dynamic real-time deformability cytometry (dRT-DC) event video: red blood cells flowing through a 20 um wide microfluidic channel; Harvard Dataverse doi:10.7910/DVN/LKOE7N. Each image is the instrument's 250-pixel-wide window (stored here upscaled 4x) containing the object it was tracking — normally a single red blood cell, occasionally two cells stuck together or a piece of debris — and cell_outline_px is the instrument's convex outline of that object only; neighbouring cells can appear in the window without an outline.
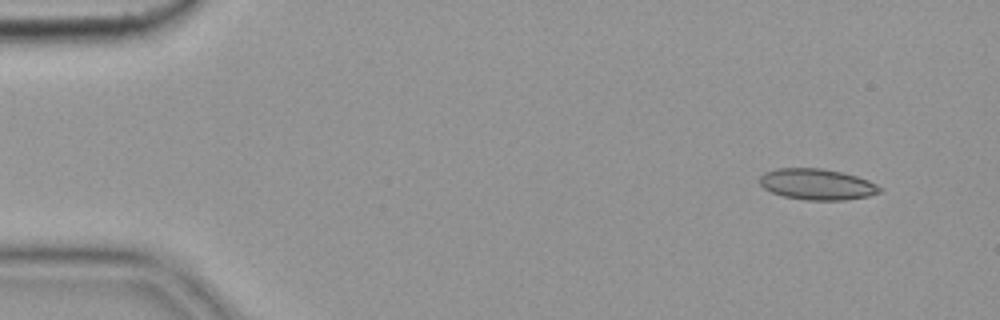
{"species": "common noctule bat (a hibernating species)", "species_latin": "Nyctalus noctula", "temperature_condition": "cold", "stored_images_in_passage": 5, "camera_frame_rate_fps": 3000, "um_per_image_px": 0.085, "animal": {"sex": "female", "body_mass_g": 19.9}, "frame": {"image": 1, "passage_image": 1, "time_ms": 0.0, "image_size_px": [1000, 320], "cell_outline_px": [[880, 192], [868, 196], [844, 200], [808, 200], [784, 196], [772, 192], [764, 188], [760, 184], [760, 176], [764, 172], [776, 168], [820, 168], [840, 172], [856, 176], [868, 180], [876, 184], [880, 188]], "centroid_in_image_um": [69.42, 15.66], "position_along_channel_um": 15.6, "area_um2": 21.5}}